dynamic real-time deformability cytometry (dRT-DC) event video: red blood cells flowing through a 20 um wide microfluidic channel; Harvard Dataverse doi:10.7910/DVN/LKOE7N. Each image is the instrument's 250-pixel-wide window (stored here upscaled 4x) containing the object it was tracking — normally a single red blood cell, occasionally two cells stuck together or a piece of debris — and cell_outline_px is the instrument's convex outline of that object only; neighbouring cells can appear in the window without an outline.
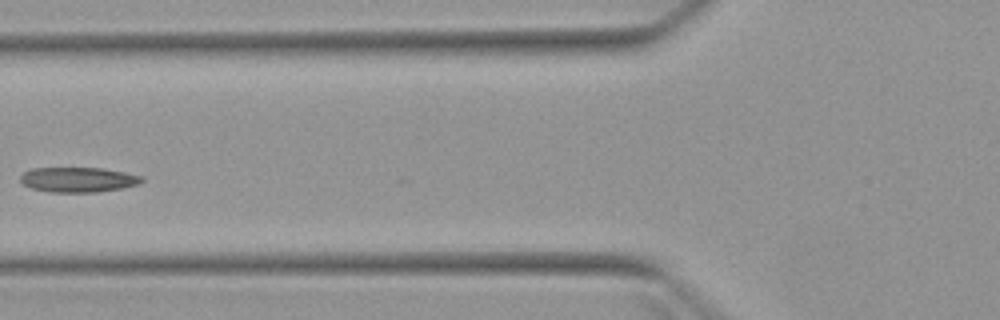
{"species": "Egyptian fruit bat (a non-hibernating species)", "species_latin": "Rousettus aegyptiacus", "temperature_condition": "warm", "stored_images_in_passage": 6, "camera_frame_rate_fps": 3000, "um_per_image_px": 0.085, "animal": {"sex": "female"}, "frame": {"image": 1, "passage_image": 5, "time_ms": 5.0, "image_size_px": [1000, 320], "cell_outline_px": [[144, 180], [140, 184], [120, 188], [96, 192], [52, 192], [32, 188], [24, 184], [20, 180], [20, 176], [28, 168], [104, 168], [144, 176]], "centroid_in_image_um": [6.66, 15.26], "position_along_channel_um": 119.1, "area_um2": 17.69}}
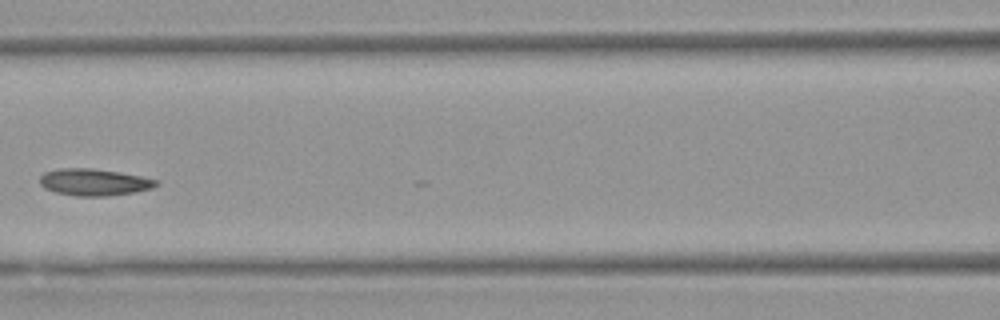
{"frame": {"image": 2, "passage_image": 6, "time_ms": 6.0, "image_size_px": [1000, 320], "cell_outline_px": [[160, 184], [152, 188], [132, 192], [108, 196], [76, 196], [56, 192], [44, 188], [40, 184], [40, 176], [44, 172], [56, 168], [92, 168], [140, 176], [156, 180]], "centroid_in_image_um": [7.95, 15.48], "position_along_channel_um": 158.7, "area_um2": 18.09}}